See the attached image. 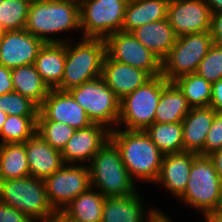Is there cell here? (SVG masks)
I'll use <instances>...</instances> for the list:
<instances>
[{
  "mask_svg": "<svg viewBox=\"0 0 222 222\" xmlns=\"http://www.w3.org/2000/svg\"><path fill=\"white\" fill-rule=\"evenodd\" d=\"M0 202L34 222H52L58 215L48 201L44 180L33 176L0 180Z\"/></svg>",
  "mask_w": 222,
  "mask_h": 222,
  "instance_id": "cell-3",
  "label": "cell"
},
{
  "mask_svg": "<svg viewBox=\"0 0 222 222\" xmlns=\"http://www.w3.org/2000/svg\"><path fill=\"white\" fill-rule=\"evenodd\" d=\"M38 116L8 115L0 131L1 143H25L37 130Z\"/></svg>",
  "mask_w": 222,
  "mask_h": 222,
  "instance_id": "cell-31",
  "label": "cell"
},
{
  "mask_svg": "<svg viewBox=\"0 0 222 222\" xmlns=\"http://www.w3.org/2000/svg\"><path fill=\"white\" fill-rule=\"evenodd\" d=\"M3 33H4V30H3L2 27L0 26V41H1V39H2Z\"/></svg>",
  "mask_w": 222,
  "mask_h": 222,
  "instance_id": "cell-47",
  "label": "cell"
},
{
  "mask_svg": "<svg viewBox=\"0 0 222 222\" xmlns=\"http://www.w3.org/2000/svg\"><path fill=\"white\" fill-rule=\"evenodd\" d=\"M196 73L210 83L222 79V45L212 44L209 52L200 61Z\"/></svg>",
  "mask_w": 222,
  "mask_h": 222,
  "instance_id": "cell-35",
  "label": "cell"
},
{
  "mask_svg": "<svg viewBox=\"0 0 222 222\" xmlns=\"http://www.w3.org/2000/svg\"><path fill=\"white\" fill-rule=\"evenodd\" d=\"M183 92L174 82H166L163 85L159 104L155 110V123L181 122L190 111Z\"/></svg>",
  "mask_w": 222,
  "mask_h": 222,
  "instance_id": "cell-26",
  "label": "cell"
},
{
  "mask_svg": "<svg viewBox=\"0 0 222 222\" xmlns=\"http://www.w3.org/2000/svg\"><path fill=\"white\" fill-rule=\"evenodd\" d=\"M102 77L120 100L152 78L146 71L114 61L107 55L103 61Z\"/></svg>",
  "mask_w": 222,
  "mask_h": 222,
  "instance_id": "cell-17",
  "label": "cell"
},
{
  "mask_svg": "<svg viewBox=\"0 0 222 222\" xmlns=\"http://www.w3.org/2000/svg\"><path fill=\"white\" fill-rule=\"evenodd\" d=\"M0 110L7 115L38 116L39 106L30 98L11 92L0 95Z\"/></svg>",
  "mask_w": 222,
  "mask_h": 222,
  "instance_id": "cell-34",
  "label": "cell"
},
{
  "mask_svg": "<svg viewBox=\"0 0 222 222\" xmlns=\"http://www.w3.org/2000/svg\"><path fill=\"white\" fill-rule=\"evenodd\" d=\"M84 38H103L122 31L127 0H79Z\"/></svg>",
  "mask_w": 222,
  "mask_h": 222,
  "instance_id": "cell-10",
  "label": "cell"
},
{
  "mask_svg": "<svg viewBox=\"0 0 222 222\" xmlns=\"http://www.w3.org/2000/svg\"><path fill=\"white\" fill-rule=\"evenodd\" d=\"M150 222H173V220H170L166 214L160 211Z\"/></svg>",
  "mask_w": 222,
  "mask_h": 222,
  "instance_id": "cell-44",
  "label": "cell"
},
{
  "mask_svg": "<svg viewBox=\"0 0 222 222\" xmlns=\"http://www.w3.org/2000/svg\"><path fill=\"white\" fill-rule=\"evenodd\" d=\"M52 222H68L65 220L60 214L57 215V217Z\"/></svg>",
  "mask_w": 222,
  "mask_h": 222,
  "instance_id": "cell-46",
  "label": "cell"
},
{
  "mask_svg": "<svg viewBox=\"0 0 222 222\" xmlns=\"http://www.w3.org/2000/svg\"><path fill=\"white\" fill-rule=\"evenodd\" d=\"M104 40L106 55L112 60L146 71L151 77L161 75L162 61L131 32L118 31Z\"/></svg>",
  "mask_w": 222,
  "mask_h": 222,
  "instance_id": "cell-12",
  "label": "cell"
},
{
  "mask_svg": "<svg viewBox=\"0 0 222 222\" xmlns=\"http://www.w3.org/2000/svg\"><path fill=\"white\" fill-rule=\"evenodd\" d=\"M183 92L188 105L193 107H207L212 98V83L197 73L178 77L173 81Z\"/></svg>",
  "mask_w": 222,
  "mask_h": 222,
  "instance_id": "cell-30",
  "label": "cell"
},
{
  "mask_svg": "<svg viewBox=\"0 0 222 222\" xmlns=\"http://www.w3.org/2000/svg\"><path fill=\"white\" fill-rule=\"evenodd\" d=\"M205 218V222H222V201Z\"/></svg>",
  "mask_w": 222,
  "mask_h": 222,
  "instance_id": "cell-42",
  "label": "cell"
},
{
  "mask_svg": "<svg viewBox=\"0 0 222 222\" xmlns=\"http://www.w3.org/2000/svg\"><path fill=\"white\" fill-rule=\"evenodd\" d=\"M37 120L62 122L75 130L89 127L92 121L69 91L50 89L48 96L39 106Z\"/></svg>",
  "mask_w": 222,
  "mask_h": 222,
  "instance_id": "cell-14",
  "label": "cell"
},
{
  "mask_svg": "<svg viewBox=\"0 0 222 222\" xmlns=\"http://www.w3.org/2000/svg\"><path fill=\"white\" fill-rule=\"evenodd\" d=\"M25 150L30 176L37 179L45 180L64 165L61 151L52 148L37 133L25 142Z\"/></svg>",
  "mask_w": 222,
  "mask_h": 222,
  "instance_id": "cell-18",
  "label": "cell"
},
{
  "mask_svg": "<svg viewBox=\"0 0 222 222\" xmlns=\"http://www.w3.org/2000/svg\"><path fill=\"white\" fill-rule=\"evenodd\" d=\"M196 155V153L187 151L163 155L155 183H162L167 190L179 198L185 191Z\"/></svg>",
  "mask_w": 222,
  "mask_h": 222,
  "instance_id": "cell-19",
  "label": "cell"
},
{
  "mask_svg": "<svg viewBox=\"0 0 222 222\" xmlns=\"http://www.w3.org/2000/svg\"><path fill=\"white\" fill-rule=\"evenodd\" d=\"M211 13L222 12V0H205Z\"/></svg>",
  "mask_w": 222,
  "mask_h": 222,
  "instance_id": "cell-43",
  "label": "cell"
},
{
  "mask_svg": "<svg viewBox=\"0 0 222 222\" xmlns=\"http://www.w3.org/2000/svg\"><path fill=\"white\" fill-rule=\"evenodd\" d=\"M213 44L210 32L192 33L177 37L168 55L162 60L161 75L173 82L178 77L196 73L200 61Z\"/></svg>",
  "mask_w": 222,
  "mask_h": 222,
  "instance_id": "cell-9",
  "label": "cell"
},
{
  "mask_svg": "<svg viewBox=\"0 0 222 222\" xmlns=\"http://www.w3.org/2000/svg\"><path fill=\"white\" fill-rule=\"evenodd\" d=\"M131 33L161 61L168 55L177 39L167 18L142 25Z\"/></svg>",
  "mask_w": 222,
  "mask_h": 222,
  "instance_id": "cell-23",
  "label": "cell"
},
{
  "mask_svg": "<svg viewBox=\"0 0 222 222\" xmlns=\"http://www.w3.org/2000/svg\"><path fill=\"white\" fill-rule=\"evenodd\" d=\"M11 78L14 92L30 98L38 106L48 96L50 89L42 80L34 64L12 68Z\"/></svg>",
  "mask_w": 222,
  "mask_h": 222,
  "instance_id": "cell-27",
  "label": "cell"
},
{
  "mask_svg": "<svg viewBox=\"0 0 222 222\" xmlns=\"http://www.w3.org/2000/svg\"><path fill=\"white\" fill-rule=\"evenodd\" d=\"M214 117L215 110L210 106L190 108L181 121L184 151L204 155V143Z\"/></svg>",
  "mask_w": 222,
  "mask_h": 222,
  "instance_id": "cell-20",
  "label": "cell"
},
{
  "mask_svg": "<svg viewBox=\"0 0 222 222\" xmlns=\"http://www.w3.org/2000/svg\"><path fill=\"white\" fill-rule=\"evenodd\" d=\"M170 0H137L127 2L122 31L132 32L136 28L167 18Z\"/></svg>",
  "mask_w": 222,
  "mask_h": 222,
  "instance_id": "cell-24",
  "label": "cell"
},
{
  "mask_svg": "<svg viewBox=\"0 0 222 222\" xmlns=\"http://www.w3.org/2000/svg\"><path fill=\"white\" fill-rule=\"evenodd\" d=\"M48 201L60 214L78 195L91 187L89 166L64 164L45 180Z\"/></svg>",
  "mask_w": 222,
  "mask_h": 222,
  "instance_id": "cell-11",
  "label": "cell"
},
{
  "mask_svg": "<svg viewBox=\"0 0 222 222\" xmlns=\"http://www.w3.org/2000/svg\"><path fill=\"white\" fill-rule=\"evenodd\" d=\"M220 149H222V112H215V117L204 143V156Z\"/></svg>",
  "mask_w": 222,
  "mask_h": 222,
  "instance_id": "cell-36",
  "label": "cell"
},
{
  "mask_svg": "<svg viewBox=\"0 0 222 222\" xmlns=\"http://www.w3.org/2000/svg\"><path fill=\"white\" fill-rule=\"evenodd\" d=\"M77 44L66 40V61L60 86L62 91L82 85L102 76L106 44L103 38H84ZM71 44V45H70Z\"/></svg>",
  "mask_w": 222,
  "mask_h": 222,
  "instance_id": "cell-4",
  "label": "cell"
},
{
  "mask_svg": "<svg viewBox=\"0 0 222 222\" xmlns=\"http://www.w3.org/2000/svg\"><path fill=\"white\" fill-rule=\"evenodd\" d=\"M110 140L120 151L122 162L130 177L155 182L163 154L144 130H110Z\"/></svg>",
  "mask_w": 222,
  "mask_h": 222,
  "instance_id": "cell-1",
  "label": "cell"
},
{
  "mask_svg": "<svg viewBox=\"0 0 222 222\" xmlns=\"http://www.w3.org/2000/svg\"><path fill=\"white\" fill-rule=\"evenodd\" d=\"M29 176L25 143L0 144V180Z\"/></svg>",
  "mask_w": 222,
  "mask_h": 222,
  "instance_id": "cell-28",
  "label": "cell"
},
{
  "mask_svg": "<svg viewBox=\"0 0 222 222\" xmlns=\"http://www.w3.org/2000/svg\"><path fill=\"white\" fill-rule=\"evenodd\" d=\"M109 139L110 129L103 124L93 123L87 128L75 130L61 151L64 164L91 162Z\"/></svg>",
  "mask_w": 222,
  "mask_h": 222,
  "instance_id": "cell-15",
  "label": "cell"
},
{
  "mask_svg": "<svg viewBox=\"0 0 222 222\" xmlns=\"http://www.w3.org/2000/svg\"><path fill=\"white\" fill-rule=\"evenodd\" d=\"M167 80L155 76L132 93L120 100L118 124H124L126 130H146L154 123L155 110L159 104L163 85Z\"/></svg>",
  "mask_w": 222,
  "mask_h": 222,
  "instance_id": "cell-7",
  "label": "cell"
},
{
  "mask_svg": "<svg viewBox=\"0 0 222 222\" xmlns=\"http://www.w3.org/2000/svg\"><path fill=\"white\" fill-rule=\"evenodd\" d=\"M222 183V149L208 155Z\"/></svg>",
  "mask_w": 222,
  "mask_h": 222,
  "instance_id": "cell-41",
  "label": "cell"
},
{
  "mask_svg": "<svg viewBox=\"0 0 222 222\" xmlns=\"http://www.w3.org/2000/svg\"><path fill=\"white\" fill-rule=\"evenodd\" d=\"M7 116H8V115L6 114V112L0 110V131H1V129H2V126H3L4 122H5L6 119H7Z\"/></svg>",
  "mask_w": 222,
  "mask_h": 222,
  "instance_id": "cell-45",
  "label": "cell"
},
{
  "mask_svg": "<svg viewBox=\"0 0 222 222\" xmlns=\"http://www.w3.org/2000/svg\"><path fill=\"white\" fill-rule=\"evenodd\" d=\"M0 222H34L17 209L0 202Z\"/></svg>",
  "mask_w": 222,
  "mask_h": 222,
  "instance_id": "cell-37",
  "label": "cell"
},
{
  "mask_svg": "<svg viewBox=\"0 0 222 222\" xmlns=\"http://www.w3.org/2000/svg\"><path fill=\"white\" fill-rule=\"evenodd\" d=\"M31 2L28 0H2L0 26L4 31L24 30Z\"/></svg>",
  "mask_w": 222,
  "mask_h": 222,
  "instance_id": "cell-32",
  "label": "cell"
},
{
  "mask_svg": "<svg viewBox=\"0 0 222 222\" xmlns=\"http://www.w3.org/2000/svg\"><path fill=\"white\" fill-rule=\"evenodd\" d=\"M75 129L62 122L53 120H37L36 133L41 136L52 148L62 151Z\"/></svg>",
  "mask_w": 222,
  "mask_h": 222,
  "instance_id": "cell-33",
  "label": "cell"
},
{
  "mask_svg": "<svg viewBox=\"0 0 222 222\" xmlns=\"http://www.w3.org/2000/svg\"><path fill=\"white\" fill-rule=\"evenodd\" d=\"M66 42L44 43L37 55L34 66L49 89H57L64 76Z\"/></svg>",
  "mask_w": 222,
  "mask_h": 222,
  "instance_id": "cell-22",
  "label": "cell"
},
{
  "mask_svg": "<svg viewBox=\"0 0 222 222\" xmlns=\"http://www.w3.org/2000/svg\"><path fill=\"white\" fill-rule=\"evenodd\" d=\"M141 200L138 192L131 196L105 198L101 222H150L160 211L153 208L147 217Z\"/></svg>",
  "mask_w": 222,
  "mask_h": 222,
  "instance_id": "cell-21",
  "label": "cell"
},
{
  "mask_svg": "<svg viewBox=\"0 0 222 222\" xmlns=\"http://www.w3.org/2000/svg\"><path fill=\"white\" fill-rule=\"evenodd\" d=\"M14 92L11 69L0 65V95Z\"/></svg>",
  "mask_w": 222,
  "mask_h": 222,
  "instance_id": "cell-39",
  "label": "cell"
},
{
  "mask_svg": "<svg viewBox=\"0 0 222 222\" xmlns=\"http://www.w3.org/2000/svg\"><path fill=\"white\" fill-rule=\"evenodd\" d=\"M167 19L177 37L210 31L211 12L205 0H170Z\"/></svg>",
  "mask_w": 222,
  "mask_h": 222,
  "instance_id": "cell-13",
  "label": "cell"
},
{
  "mask_svg": "<svg viewBox=\"0 0 222 222\" xmlns=\"http://www.w3.org/2000/svg\"><path fill=\"white\" fill-rule=\"evenodd\" d=\"M183 125L176 123H153L145 132L163 155L183 152Z\"/></svg>",
  "mask_w": 222,
  "mask_h": 222,
  "instance_id": "cell-29",
  "label": "cell"
},
{
  "mask_svg": "<svg viewBox=\"0 0 222 222\" xmlns=\"http://www.w3.org/2000/svg\"><path fill=\"white\" fill-rule=\"evenodd\" d=\"M179 198L200 209L204 219L222 201V183L208 156H195L185 191Z\"/></svg>",
  "mask_w": 222,
  "mask_h": 222,
  "instance_id": "cell-6",
  "label": "cell"
},
{
  "mask_svg": "<svg viewBox=\"0 0 222 222\" xmlns=\"http://www.w3.org/2000/svg\"><path fill=\"white\" fill-rule=\"evenodd\" d=\"M105 197L90 187L76 198L60 213L68 222H101Z\"/></svg>",
  "mask_w": 222,
  "mask_h": 222,
  "instance_id": "cell-25",
  "label": "cell"
},
{
  "mask_svg": "<svg viewBox=\"0 0 222 222\" xmlns=\"http://www.w3.org/2000/svg\"><path fill=\"white\" fill-rule=\"evenodd\" d=\"M91 187L105 197L131 196L135 184L125 168L119 149L109 139L89 164Z\"/></svg>",
  "mask_w": 222,
  "mask_h": 222,
  "instance_id": "cell-5",
  "label": "cell"
},
{
  "mask_svg": "<svg viewBox=\"0 0 222 222\" xmlns=\"http://www.w3.org/2000/svg\"><path fill=\"white\" fill-rule=\"evenodd\" d=\"M73 29H81L79 0H37L31 2L25 30L44 43H65L64 39H56L48 35Z\"/></svg>",
  "mask_w": 222,
  "mask_h": 222,
  "instance_id": "cell-2",
  "label": "cell"
},
{
  "mask_svg": "<svg viewBox=\"0 0 222 222\" xmlns=\"http://www.w3.org/2000/svg\"><path fill=\"white\" fill-rule=\"evenodd\" d=\"M210 35L213 43L222 45V12L211 13Z\"/></svg>",
  "mask_w": 222,
  "mask_h": 222,
  "instance_id": "cell-38",
  "label": "cell"
},
{
  "mask_svg": "<svg viewBox=\"0 0 222 222\" xmlns=\"http://www.w3.org/2000/svg\"><path fill=\"white\" fill-rule=\"evenodd\" d=\"M209 106L215 112H222V79L212 83V98Z\"/></svg>",
  "mask_w": 222,
  "mask_h": 222,
  "instance_id": "cell-40",
  "label": "cell"
},
{
  "mask_svg": "<svg viewBox=\"0 0 222 222\" xmlns=\"http://www.w3.org/2000/svg\"><path fill=\"white\" fill-rule=\"evenodd\" d=\"M75 101L84 108L92 123L113 130L119 120L120 99L107 86L102 76L69 90ZM111 126V127H110Z\"/></svg>",
  "mask_w": 222,
  "mask_h": 222,
  "instance_id": "cell-8",
  "label": "cell"
},
{
  "mask_svg": "<svg viewBox=\"0 0 222 222\" xmlns=\"http://www.w3.org/2000/svg\"><path fill=\"white\" fill-rule=\"evenodd\" d=\"M44 42L24 30L4 31L0 41V65L15 68L34 64Z\"/></svg>",
  "mask_w": 222,
  "mask_h": 222,
  "instance_id": "cell-16",
  "label": "cell"
}]
</instances>
